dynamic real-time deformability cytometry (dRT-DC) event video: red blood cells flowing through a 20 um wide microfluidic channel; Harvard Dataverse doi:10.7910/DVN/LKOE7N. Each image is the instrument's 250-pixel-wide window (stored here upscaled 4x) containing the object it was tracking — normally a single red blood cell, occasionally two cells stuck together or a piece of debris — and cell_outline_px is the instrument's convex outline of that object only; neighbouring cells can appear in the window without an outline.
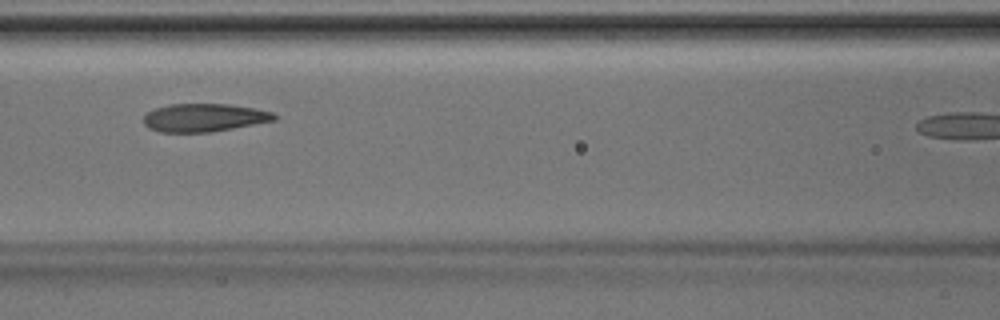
{"species": "Egyptian fruit bat (a non-hibernating species)", "species_latin": "Rousettus aegyptiacus", "temperature_condition": "room temperature", "stored_images_in_passage": 22, "camera_frame_rate_fps": 3000, "um_per_image_px": 0.085, "animal": {"sex": "male"}, "frame": {"image": 1, "passage_image": 16, "time_ms": 5.0, "image_size_px": [1000, 320], "cell_outline_px": [[276, 120], [212, 132], [160, 132], [148, 128], [144, 124], [144, 116], [148, 112], [156, 108], [172, 104], [228, 104], [256, 108], [272, 112], [276, 116]], "centroid_in_image_um": [17.36, 10.0], "position_along_channel_um": 149.2, "area_um2": 21.33}}